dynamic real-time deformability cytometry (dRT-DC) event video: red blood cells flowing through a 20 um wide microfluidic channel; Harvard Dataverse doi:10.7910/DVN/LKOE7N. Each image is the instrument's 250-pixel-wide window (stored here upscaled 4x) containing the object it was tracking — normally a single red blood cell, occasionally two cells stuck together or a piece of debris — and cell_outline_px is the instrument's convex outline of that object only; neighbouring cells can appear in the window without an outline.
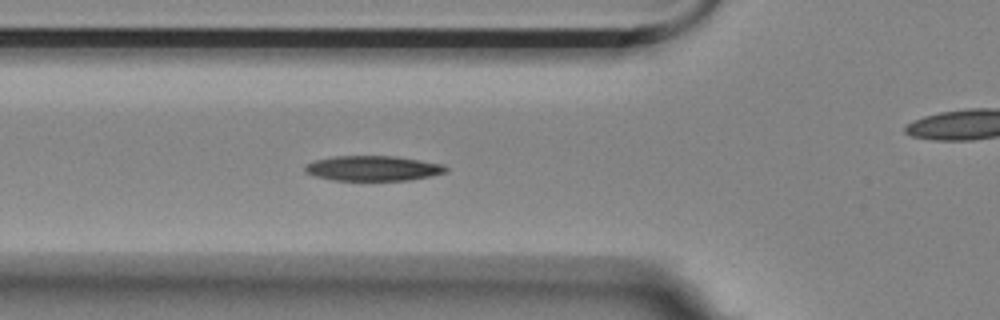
{"species": "Egyptian fruit bat (a non-hibernating species)", "species_latin": "Rousettus aegyptiacus", "temperature_condition": "room temperature", "stored_images_in_passage": 6, "segment_of_instrument_passage": [1, 2], "camera_frame_rate_fps": 3000, "um_per_image_px": 0.085, "animal": {"sex": "female"}, "frame": {"image": 1, "passage_image": 5, "time_ms": 1.333, "image_size_px": [1000, 320], "cell_outline_px": [[448, 168], [444, 172], [428, 176], [408, 180], [332, 180], [316, 176], [304, 172], [304, 164], [316, 160], [332, 156], [396, 156], [444, 164]], "centroid_in_image_um": [31.66, 14.3], "position_along_channel_um": 94.1, "area_um2": 20.52}}